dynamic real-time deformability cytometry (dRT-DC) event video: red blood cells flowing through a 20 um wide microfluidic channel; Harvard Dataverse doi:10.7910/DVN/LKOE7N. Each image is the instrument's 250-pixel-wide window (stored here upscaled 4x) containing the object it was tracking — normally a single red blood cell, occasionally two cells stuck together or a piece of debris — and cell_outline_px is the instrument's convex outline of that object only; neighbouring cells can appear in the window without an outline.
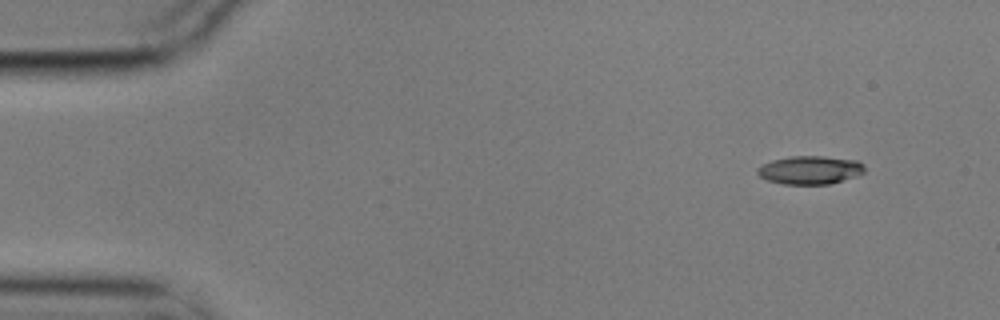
{"species": "common noctule bat (a hibernating species)", "species_latin": "Nyctalus noctula", "temperature_condition": "cold", "stored_images_in_passage": 4, "camera_frame_rate_fps": 3000, "um_per_image_px": 0.085, "animal": {"sex": "male", "body_mass_g": 17.9}, "frame": {"image": 1, "passage_image": 1, "time_ms": 0.0, "image_size_px": [1000, 320], "cell_outline_px": [[864, 172], [856, 176], [828, 184], [784, 184], [768, 180], [760, 176], [756, 172], [756, 168], [772, 160], [792, 156], [824, 156], [856, 160], [864, 164]], "centroid_in_image_um": [68.85, 14.44], "position_along_channel_um": 16.2, "area_um2": 17.57}}
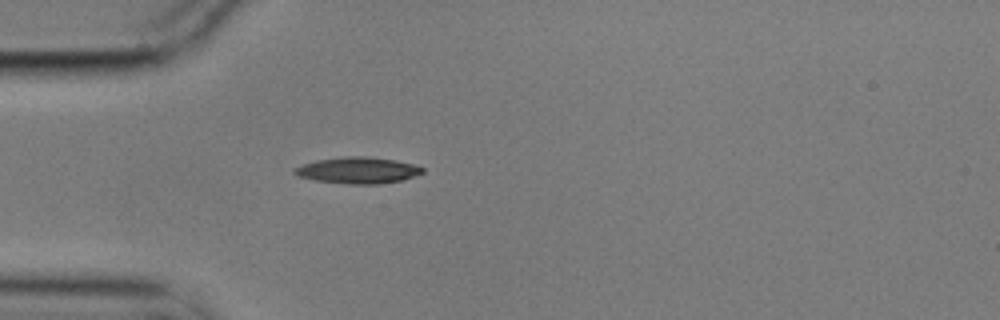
{"frame": {"image": 2, "passage_image": 4, "time_ms": 1.0, "image_size_px": [1000, 320], "cell_outline_px": [[424, 172], [400, 180], [380, 184], [348, 184], [316, 180], [296, 176], [292, 172], [292, 168], [300, 164], [316, 160], [344, 156], [368, 156], [396, 160], [416, 164], [424, 168]], "centroid_in_image_um": [30.37, 14.46], "position_along_channel_um": 54.6, "area_um2": 19.88}}